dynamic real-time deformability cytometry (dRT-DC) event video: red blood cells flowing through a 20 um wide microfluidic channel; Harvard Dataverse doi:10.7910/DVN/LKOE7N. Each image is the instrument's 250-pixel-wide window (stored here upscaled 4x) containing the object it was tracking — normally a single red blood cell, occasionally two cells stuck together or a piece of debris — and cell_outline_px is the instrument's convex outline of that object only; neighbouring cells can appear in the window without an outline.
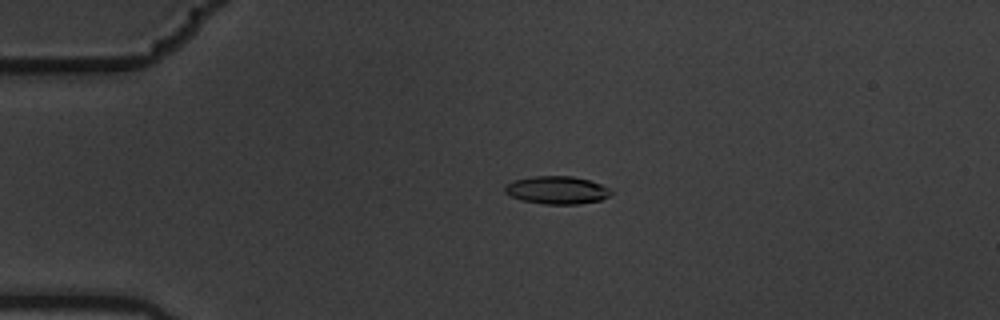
{"species": "common noctule bat (a hibernating species)", "species_latin": "Nyctalus noctula", "temperature_condition": "warm", "stored_images_in_passage": 5, "camera_frame_rate_fps": 3000, "um_per_image_px": 0.085, "animal": {"sex": "male", "body_mass_g": 19.5, "forearm_length_mm": 54.6}, "frame": {"image": 1, "passage_image": 4, "time_ms": 1.0, "image_size_px": [1000, 320], "cell_outline_px": [[612, 192], [608, 196], [600, 200], [576, 204], [544, 204], [520, 200], [504, 192], [504, 184], [512, 180], [532, 176], [572, 176], [588, 180], [612, 188]], "centroid_in_image_um": [47.3, 16.15], "position_along_channel_um": 37.7, "area_um2": 17.34}}